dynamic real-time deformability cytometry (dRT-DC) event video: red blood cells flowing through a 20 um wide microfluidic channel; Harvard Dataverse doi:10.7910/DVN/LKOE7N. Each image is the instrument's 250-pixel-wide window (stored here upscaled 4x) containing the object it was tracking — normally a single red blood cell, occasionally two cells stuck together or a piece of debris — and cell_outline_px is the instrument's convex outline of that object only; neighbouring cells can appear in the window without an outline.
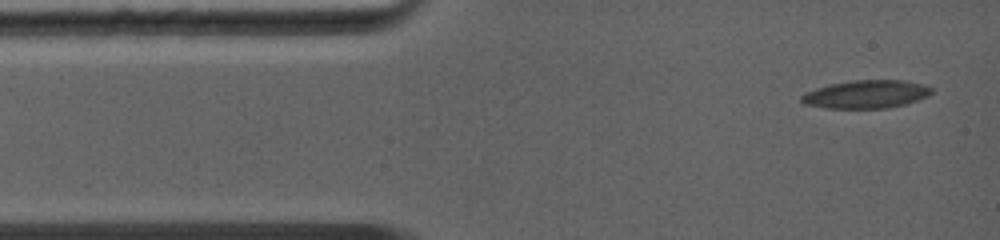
{"species": "common noctule bat (a hibernating species)", "species_latin": "Nyctalus noctula", "temperature_condition": "warm", "stored_images_in_passage": 5, "segment_of_instrument_passage": [2, 2], "camera_frame_rate_fps": 5000, "um_per_image_px": 0.085, "animal": {"sex": "female", "body_mass_g": 19.0, "forearm_length_mm": 56.7}, "frame": {"image": 1, "passage_image": 5, "time_ms": 3.6, "image_size_px": [1000, 240], "cell_outline_px": [[932, 92], [928, 96], [904, 104], [888, 108], [824, 108], [804, 104], [800, 100], [800, 96], [816, 88], [828, 84], [852, 80], [904, 80], [920, 84], [932, 88]], "centroid_in_image_um": [73.59, 8.01], "position_along_channel_um": 11.4, "area_um2": 21.21}}